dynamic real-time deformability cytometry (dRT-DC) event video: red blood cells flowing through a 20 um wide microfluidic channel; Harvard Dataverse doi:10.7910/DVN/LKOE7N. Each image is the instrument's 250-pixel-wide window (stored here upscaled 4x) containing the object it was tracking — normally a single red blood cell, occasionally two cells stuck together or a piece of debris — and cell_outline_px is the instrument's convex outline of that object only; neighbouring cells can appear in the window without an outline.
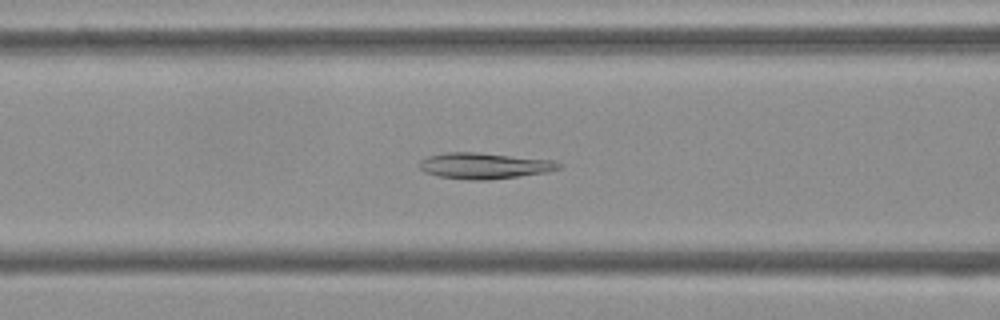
{"species": "Egyptian fruit bat (a non-hibernating species)", "species_latin": "Rousettus aegyptiacus", "temperature_condition": "cold", "stored_images_in_passage": 38, "camera_frame_rate_fps": 3000, "um_per_image_px": 0.085, "frame": {"image": 1, "passage_image": 6, "time_ms": 1.667, "image_size_px": [1000, 320], "cell_outline_px": [[560, 168], [548, 172], [488, 180], [472, 180], [436, 176], [424, 172], [420, 168], [420, 160], [428, 156], [448, 152], [476, 152], [556, 160], [560, 164]], "centroid_in_image_um": [41.17, 14.09], "position_along_channel_um": 125.4, "area_um2": 21.15}}
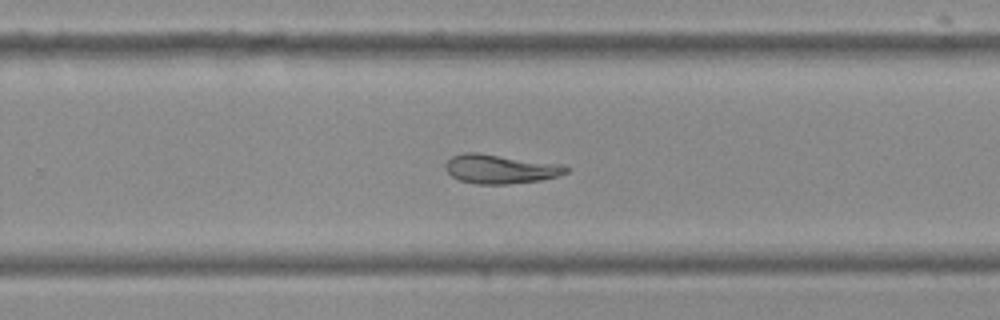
{"frame": {"image": 2, "passage_image": 19, "time_ms": 6.0, "image_size_px": [1000, 320], "cell_outline_px": [[572, 168], [568, 172], [556, 176], [540, 180], [508, 184], [476, 184], [460, 180], [452, 176], [444, 168], [444, 164], [452, 156], [464, 152], [476, 152], [560, 164]], "centroid_in_image_um": [42.51, 14.36], "position_along_channel_um": 287.3, "area_um2": 20.4}}
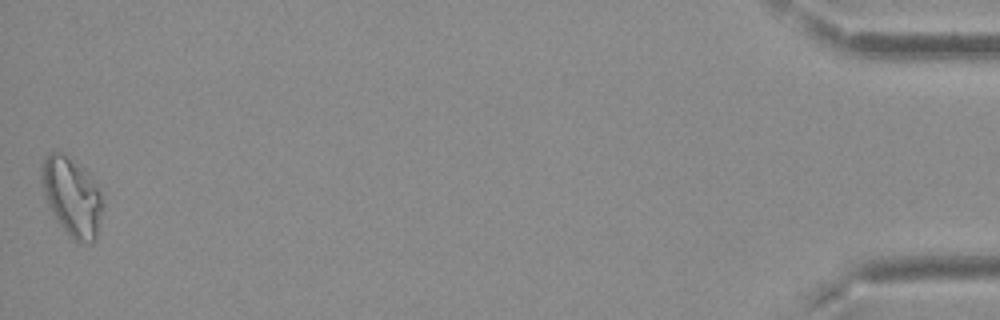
{"frame": {"image": 3, "passage_image": 38, "time_ms": 12.333, "image_size_px": [1000, 320], "cell_outline_px": [[104, 204], [96, 240], [92, 244], [80, 244], [72, 240], [68, 236], [56, 220], [44, 196], [40, 180], [40, 176], [44, 156], [48, 152], [64, 152], [84, 168], [92, 176], [100, 192]], "centroid_in_image_um": [6.12, 16.74], "position_along_channel_um": 429.1, "area_um2": 28.84}, "authors_computed_cell_mechanics": {"area_um2": 20.8369, "velocity_mm_per_s": 3.7389, "shape_relaxation_time_tau1_ms": 5.589, "shape_relaxation_time_tau2_ms": 7.9284, "deformation_change_tau1": 0.1585, "deformation_change_tau2": 0.1543}}